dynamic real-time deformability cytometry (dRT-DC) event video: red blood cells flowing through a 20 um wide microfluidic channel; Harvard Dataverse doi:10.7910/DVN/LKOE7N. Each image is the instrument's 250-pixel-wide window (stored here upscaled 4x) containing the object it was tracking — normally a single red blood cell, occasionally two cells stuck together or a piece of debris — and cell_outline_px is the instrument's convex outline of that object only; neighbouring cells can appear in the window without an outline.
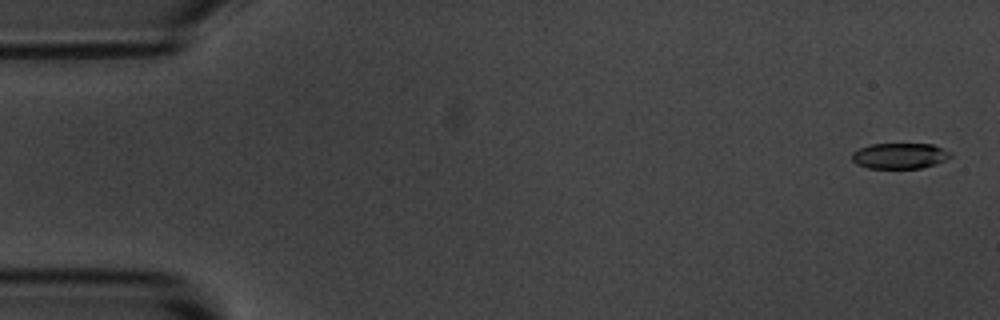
{"species": "common noctule bat (a hibernating species)", "species_latin": "Nyctalus noctula", "temperature_condition": "room temperature", "stored_images_in_passage": 5, "camera_frame_rate_fps": 3000, "um_per_image_px": 0.085, "animal": {"sex": "male", "body_mass_g": 20.1, "forearm_length_mm": 53.5}, "frame": {"image": 1, "passage_image": 1, "time_ms": 0.0, "image_size_px": [1000, 320], "cell_outline_px": [[952, 156], [936, 164], [920, 168], [868, 168], [856, 164], [852, 160], [852, 152], [860, 148], [872, 144], [932, 144], [952, 152]], "centroid_in_image_um": [76.48, 13.24], "position_along_channel_um": 8.5, "area_um2": 14.74}}
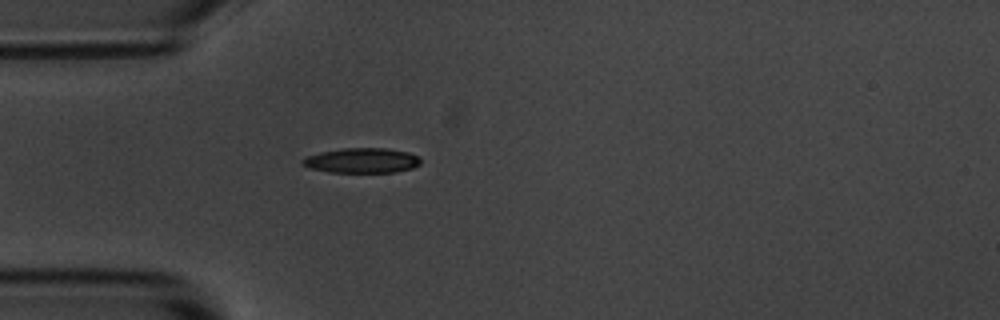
{"frame": {"image": 2, "passage_image": 5, "time_ms": 4.667, "image_size_px": [1000, 320], "cell_outline_px": [[420, 164], [412, 168], [396, 172], [328, 172], [308, 168], [300, 164], [300, 160], [304, 156], [320, 152], [344, 148], [388, 148], [408, 152], [416, 156], [420, 160]], "centroid_in_image_um": [30.68, 13.64], "position_along_channel_um": 54.3, "area_um2": 17.34}}